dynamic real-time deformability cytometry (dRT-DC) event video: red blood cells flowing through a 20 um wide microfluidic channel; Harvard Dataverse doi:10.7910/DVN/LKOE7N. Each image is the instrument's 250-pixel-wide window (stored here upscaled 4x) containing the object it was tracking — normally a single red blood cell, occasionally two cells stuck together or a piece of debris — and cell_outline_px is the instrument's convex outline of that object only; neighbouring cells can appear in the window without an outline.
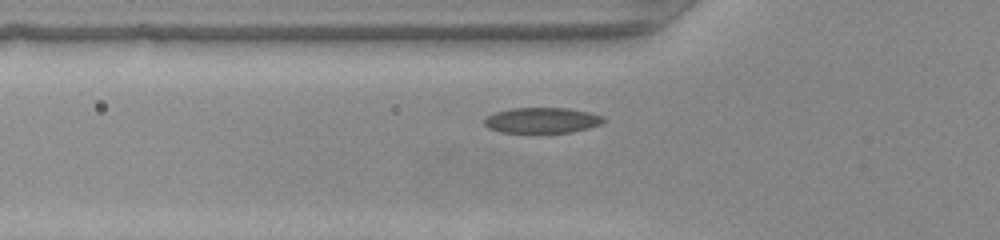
{"species": "common noctule bat (a hibernating species)", "species_latin": "Nyctalus noctula", "temperature_condition": "warm", "stored_images_in_passage": 32, "camera_frame_rate_fps": 3000, "um_per_image_px": 0.085, "animal": {"sex": "female", "body_mass_g": 22.0, "forearm_length_mm": 56.7}, "frame": {"image": 1, "passage_image": 4, "time_ms": 1.0, "image_size_px": [1000, 240], "cell_outline_px": [[604, 124], [572, 132], [500, 132], [488, 128], [484, 124], [484, 120], [488, 116], [496, 112], [512, 108], [568, 108], [588, 112], [600, 116], [604, 120]], "centroid_in_image_um": [46.07, 10.23], "position_along_channel_um": 79.7, "area_um2": 17.57}}
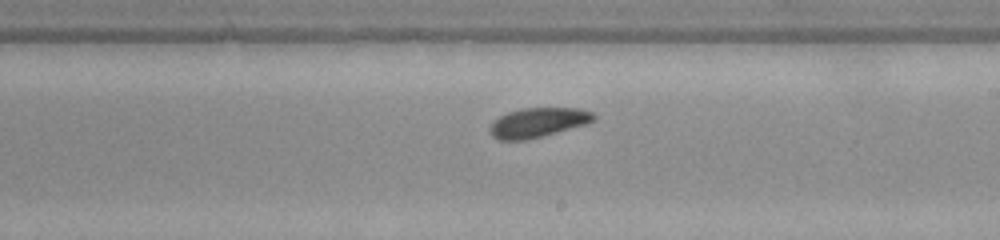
{"frame": {"image": 2, "passage_image": 16, "time_ms": 5.0, "image_size_px": [1000, 240], "cell_outline_px": [[596, 120], [584, 124], [544, 136], [524, 140], [500, 140], [492, 136], [488, 132], [492, 124], [500, 116], [508, 112], [524, 108], [580, 108], [592, 112], [596, 116]], "centroid_in_image_um": [45.74, 10.41], "position_along_channel_um": 243.3, "area_um2": 17.74}}
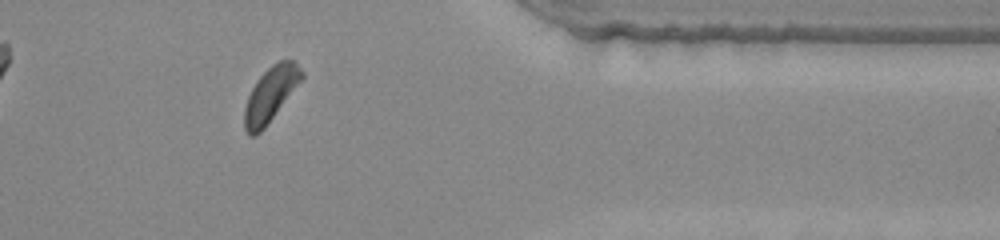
{"frame": {"image": 3, "passage_image": 28, "time_ms": 9.0, "image_size_px": [1000, 240], "cell_outline_px": [[304, 76], [264, 128], [256, 136], [248, 136], [244, 128], [244, 108], [248, 96], [252, 88], [260, 76], [272, 64], [280, 60], [292, 60], [304, 72]], "centroid_in_image_um": [22.97, 8.04], "position_along_channel_um": 388.4, "area_um2": 17.86}}